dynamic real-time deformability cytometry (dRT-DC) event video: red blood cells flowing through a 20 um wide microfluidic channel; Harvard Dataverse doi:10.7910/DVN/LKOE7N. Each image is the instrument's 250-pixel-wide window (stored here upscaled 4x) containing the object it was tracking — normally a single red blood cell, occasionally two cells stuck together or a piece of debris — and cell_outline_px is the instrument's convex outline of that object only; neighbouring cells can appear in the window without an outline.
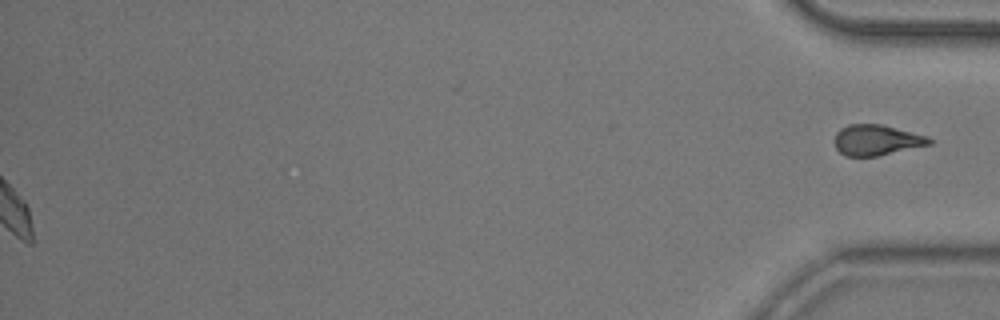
{"species": "common noctule bat (a hibernating species)", "species_latin": "Nyctalus noctula", "temperature_condition": "room temperature", "stored_images_in_passage": 43, "segment_of_instrument_passage": [2, 2], "camera_frame_rate_fps": 3000, "um_per_image_px": 0.085, "animal": {"sex": "male", "body_mass_g": 20.5, "forearm_length_mm": 52.5}, "frame": {"image": 1, "passage_image": 43, "time_ms": 14.0, "image_size_px": [1000, 320], "cell_outline_px": [[932, 144], [876, 156], [844, 156], [836, 148], [832, 140], [836, 132], [840, 128], [848, 124], [880, 124], [928, 136], [932, 140]], "centroid_in_image_um": [74.46, 11.9], "position_along_channel_um": 360.7, "area_um2": 16.99}}